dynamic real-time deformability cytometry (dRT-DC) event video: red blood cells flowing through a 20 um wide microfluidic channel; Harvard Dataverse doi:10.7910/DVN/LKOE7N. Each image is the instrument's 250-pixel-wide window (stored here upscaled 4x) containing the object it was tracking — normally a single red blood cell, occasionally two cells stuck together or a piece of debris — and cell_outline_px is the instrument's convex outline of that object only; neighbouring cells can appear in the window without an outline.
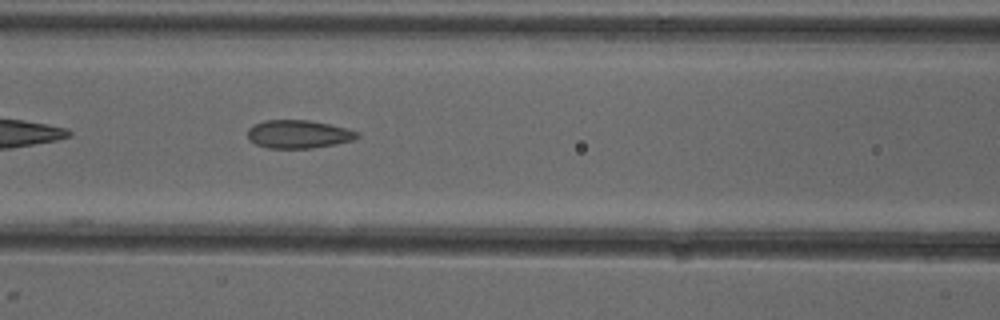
{"species": "common noctule bat (a hibernating species)", "species_latin": "Nyctalus noctula", "temperature_condition": "cold", "stored_images_in_passage": 6, "camera_frame_rate_fps": 3000, "um_per_image_px": 0.085, "animal": {"sex": "female"}, "frame": {"image": 1, "passage_image": 5, "time_ms": 6.0, "image_size_px": [1000, 320], "cell_outline_px": [[360, 136], [352, 140], [336, 144], [312, 148], [268, 148], [256, 144], [248, 140], [248, 128], [252, 124], [264, 120], [308, 120], [348, 128], [360, 132]], "centroid_in_image_um": [25.36, 11.4], "position_along_channel_um": 141.2, "area_um2": 18.15}}
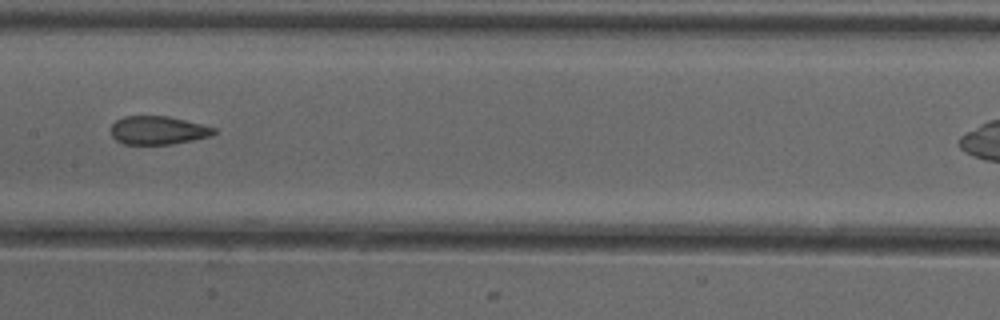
{"frame": {"image": 2, "passage_image": 6, "time_ms": 7.333, "image_size_px": [1000, 320], "cell_outline_px": [[216, 132], [212, 136], [172, 144], [124, 144], [116, 140], [112, 136], [112, 124], [116, 120], [124, 116], [168, 116], [216, 128]], "centroid_in_image_um": [13.43, 11.08], "position_along_channel_um": 194.0, "area_um2": 16.94}}